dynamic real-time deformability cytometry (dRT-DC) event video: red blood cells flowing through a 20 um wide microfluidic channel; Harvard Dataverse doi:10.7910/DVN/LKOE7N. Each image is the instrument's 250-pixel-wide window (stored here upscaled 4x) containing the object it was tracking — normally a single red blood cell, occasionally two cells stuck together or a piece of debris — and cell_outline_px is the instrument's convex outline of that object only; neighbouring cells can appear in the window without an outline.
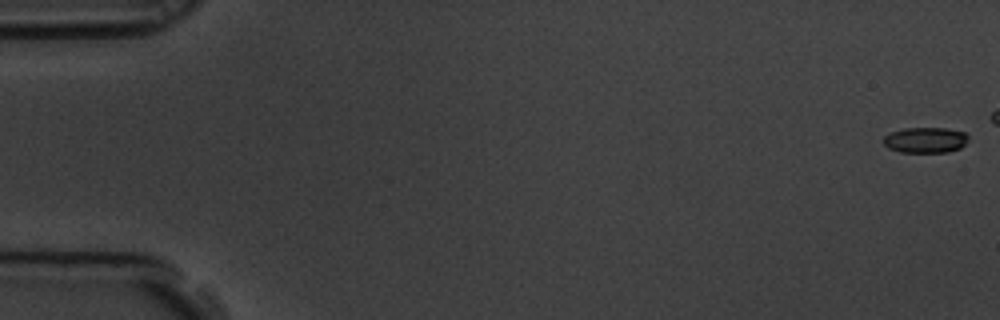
{"species": "common noctule bat (a hibernating species)", "species_latin": "Nyctalus noctula", "temperature_condition": "room temperature", "stored_images_in_passage": 49, "camera_frame_rate_fps": 3000, "um_per_image_px": 0.085, "animal": {"sex": "male", "body_mass_g": 19.5, "forearm_length_mm": 54.6}, "frame": {"image": 1, "passage_image": 1, "time_ms": 0.0, "image_size_px": [1000, 320], "cell_outline_px": [[968, 140], [960, 148], [948, 152], [900, 152], [888, 148], [880, 140], [884, 136], [892, 132], [904, 128], [944, 128], [964, 132], [968, 136]], "centroid_in_image_um": [78.62, 11.91], "position_along_channel_um": 6.4, "area_um2": 12.72}}
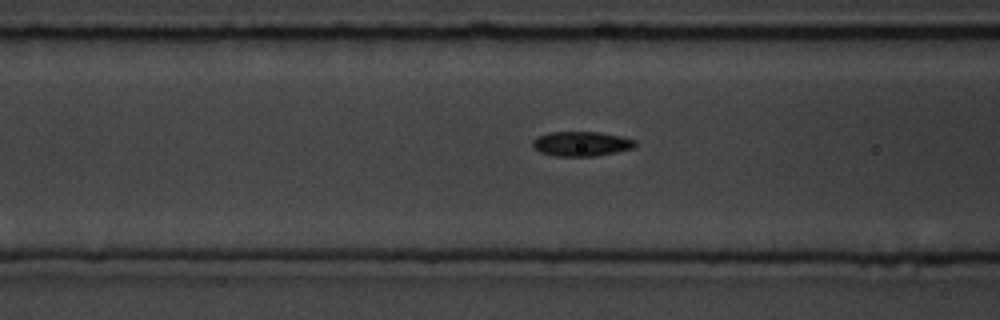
{"frame": {"image": 2, "passage_image": 24, "time_ms": 7.667, "image_size_px": [1000, 320], "cell_outline_px": [[636, 144], [632, 148], [616, 152], [596, 156], [556, 156], [540, 152], [532, 144], [532, 140], [536, 136], [548, 132], [600, 132], [620, 136], [636, 140]], "centroid_in_image_um": [49.4, 12.21], "position_along_channel_um": 117.2, "area_um2": 14.74}}
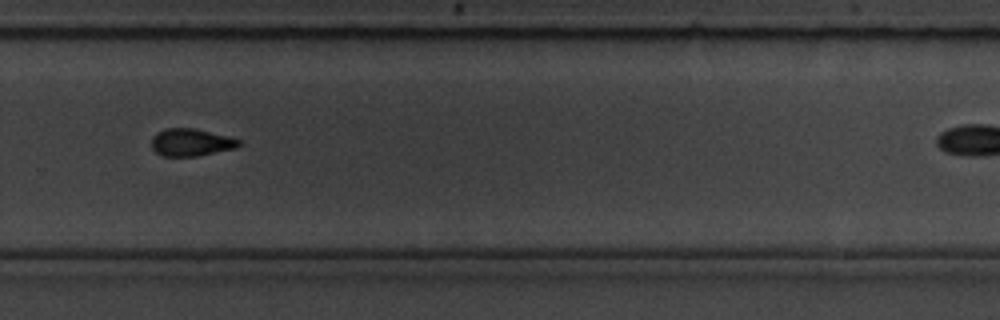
{"frame": {"image": 3, "passage_image": 41, "time_ms": 13.333, "image_size_px": [1000, 320], "cell_outline_px": [[240, 144], [236, 148], [196, 156], [164, 156], [156, 152], [152, 148], [152, 136], [156, 132], [164, 128], [196, 128], [228, 136], [240, 140]], "centroid_in_image_um": [16.22, 12.09], "position_along_channel_um": 313.6, "area_um2": 13.99}}